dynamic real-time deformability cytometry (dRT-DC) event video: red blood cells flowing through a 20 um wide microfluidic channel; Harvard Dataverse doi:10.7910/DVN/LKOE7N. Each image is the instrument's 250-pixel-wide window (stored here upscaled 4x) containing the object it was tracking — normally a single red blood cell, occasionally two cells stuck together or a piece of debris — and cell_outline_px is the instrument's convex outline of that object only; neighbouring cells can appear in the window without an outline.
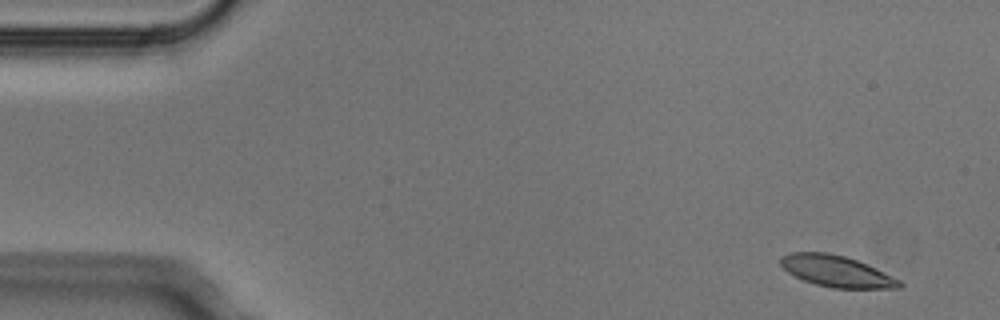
{"species": "Egyptian fruit bat (a non-hibernating species)", "species_latin": "Rousettus aegyptiacus", "temperature_condition": "cold", "stored_images_in_passage": 4, "camera_frame_rate_fps": 3000, "um_per_image_px": 0.085, "animal": {"sex": "male"}, "frame": {"image": 1, "passage_image": 1, "time_ms": 0.0, "image_size_px": [1000, 320], "cell_outline_px": [[904, 284], [900, 288], [832, 288], [816, 284], [804, 280], [788, 272], [780, 264], [780, 256], [792, 252], [828, 252], [844, 256], [868, 264], [900, 280]], "centroid_in_image_um": [71.11, 23.05], "position_along_channel_um": 13.9, "area_um2": 21.62}}
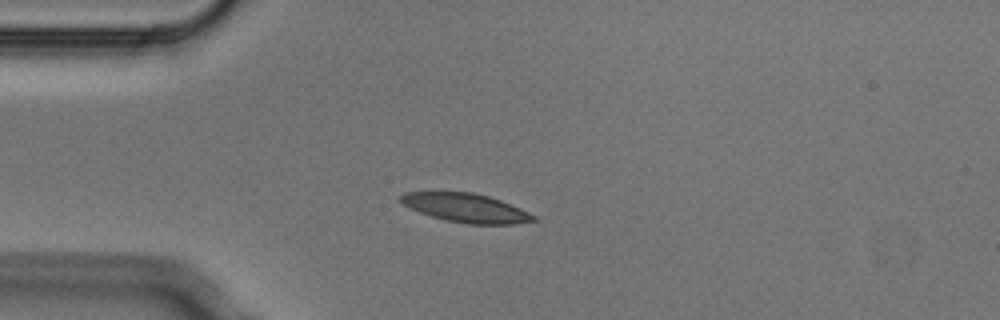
{"frame": {"image": 2, "passage_image": 4, "time_ms": 1.0, "image_size_px": [1000, 320], "cell_outline_px": [[540, 220], [516, 224], [468, 224], [444, 220], [420, 212], [404, 204], [400, 200], [400, 196], [404, 192], [472, 192], [488, 196], [500, 200], [520, 208], [536, 216]], "centroid_in_image_um": [39.65, 17.68], "position_along_channel_um": 45.3, "area_um2": 22.2}}